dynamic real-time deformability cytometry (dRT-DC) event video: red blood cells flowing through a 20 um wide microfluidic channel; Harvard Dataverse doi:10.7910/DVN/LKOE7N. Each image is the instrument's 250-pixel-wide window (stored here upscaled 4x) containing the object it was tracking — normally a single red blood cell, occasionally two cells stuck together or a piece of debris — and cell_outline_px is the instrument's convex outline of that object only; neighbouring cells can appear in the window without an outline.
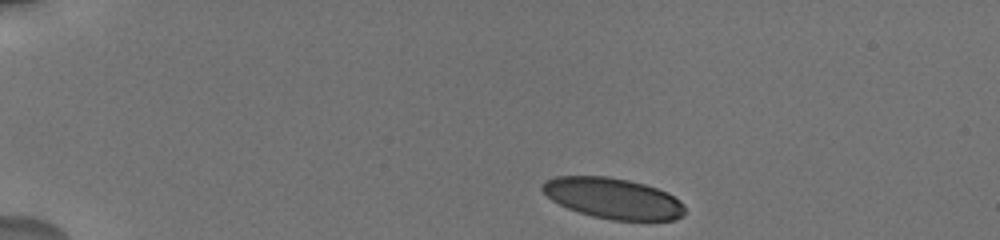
{"species": "human", "species_latin": "Homo sapiens", "temperature_condition": "cold", "stored_images_in_passage": 68, "camera_frame_rate_fps": 3000, "um_per_image_px": 0.085, "donor": {"sex": "male"}, "frame": {"image": 1, "passage_image": 1, "time_ms": 0.0, "image_size_px": [1000, 240], "cell_outline_px": [[684, 216], [676, 220], [612, 220], [592, 216], [568, 208], [552, 200], [540, 188], [544, 180], [556, 176], [608, 176], [628, 180], [644, 184], [668, 192], [680, 200], [684, 204]], "centroid_in_image_um": [52.13, 16.85], "position_along_channel_um": 32.9, "area_um2": 33.93}}
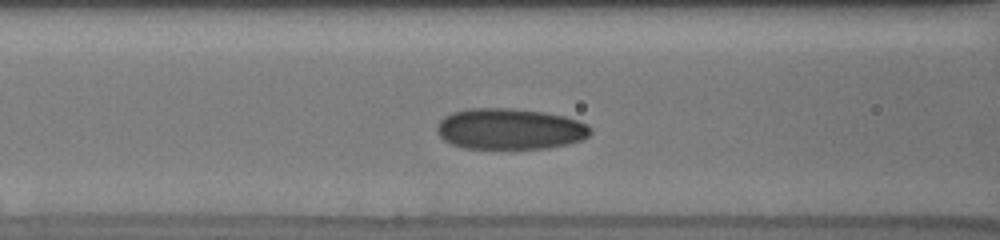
{"frame": {"image": 2, "passage_image": 19, "time_ms": 4.667, "image_size_px": [1000, 240], "cell_outline_px": [[592, 132], [588, 136], [580, 140], [568, 144], [548, 148], [464, 148], [452, 144], [444, 140], [436, 132], [436, 124], [444, 116], [452, 112], [468, 108], [512, 108], [544, 112], [564, 116], [588, 124], [592, 128]], "centroid_in_image_um": [43.32, 10.95], "position_along_channel_um": 123.3, "area_um2": 36.88}}
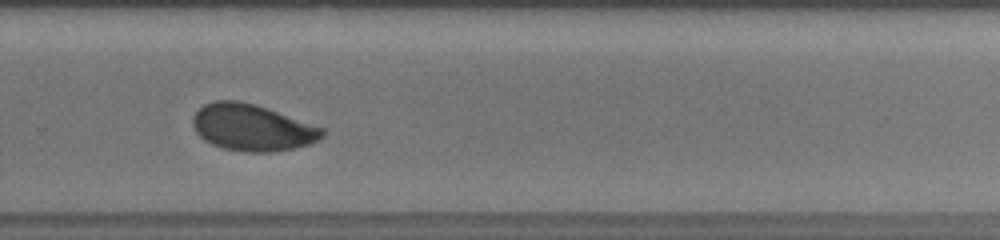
{"frame": {"image": 3, "passage_image": 41, "time_ms": 9.667, "image_size_px": [1000, 240], "cell_outline_px": [[324, 136], [308, 144], [292, 148], [272, 152], [240, 152], [224, 148], [212, 144], [204, 140], [196, 132], [192, 124], [192, 116], [204, 104], [212, 100], [236, 100], [256, 104], [268, 108], [324, 128]], "centroid_in_image_um": [21.4, 10.83], "position_along_channel_um": 308.4, "area_um2": 35.2}, "authors_computed_cell_mechanics": {"area_um2": 35.3736, "velocity_mm_per_s": 3.7171, "shape_relaxation_time_tau1_ms": 3.6674, "shape_relaxation_time_tau2_ms": 1.1816, "deformation_change_tau1": 0.131, "deformation_change_tau2": 0.0591}}